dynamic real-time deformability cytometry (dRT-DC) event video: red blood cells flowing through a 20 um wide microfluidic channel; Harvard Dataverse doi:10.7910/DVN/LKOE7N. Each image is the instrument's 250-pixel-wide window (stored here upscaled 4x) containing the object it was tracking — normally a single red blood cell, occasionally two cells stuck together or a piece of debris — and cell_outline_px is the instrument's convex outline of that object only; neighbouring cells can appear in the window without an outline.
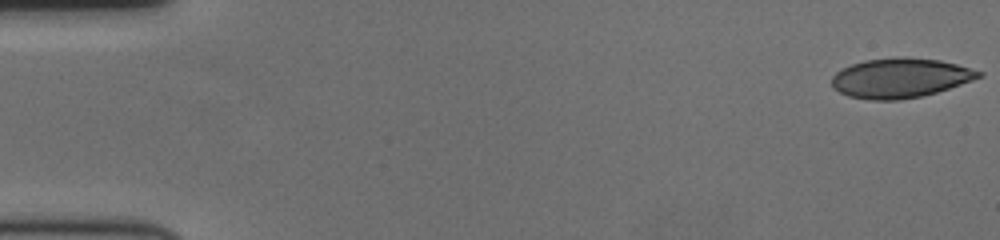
{"species": "human", "species_latin": "Homo sapiens", "temperature_condition": "cold", "stored_images_in_passage": 11, "camera_frame_rate_fps": 3000, "um_per_image_px": 0.085, "donor": {"sex": "female"}, "frame": {"image": 1, "passage_image": 1, "time_ms": 0.0, "image_size_px": [1000, 240], "cell_outline_px": [[984, 76], [936, 92], [920, 96], [900, 100], [872, 100], [848, 96], [832, 88], [832, 76], [836, 72], [852, 64], [864, 60], [896, 56], [904, 56], [940, 60], [956, 64], [984, 72]], "centroid_in_image_um": [76.51, 6.61], "position_along_channel_um": 8.5, "area_um2": 33.99}}